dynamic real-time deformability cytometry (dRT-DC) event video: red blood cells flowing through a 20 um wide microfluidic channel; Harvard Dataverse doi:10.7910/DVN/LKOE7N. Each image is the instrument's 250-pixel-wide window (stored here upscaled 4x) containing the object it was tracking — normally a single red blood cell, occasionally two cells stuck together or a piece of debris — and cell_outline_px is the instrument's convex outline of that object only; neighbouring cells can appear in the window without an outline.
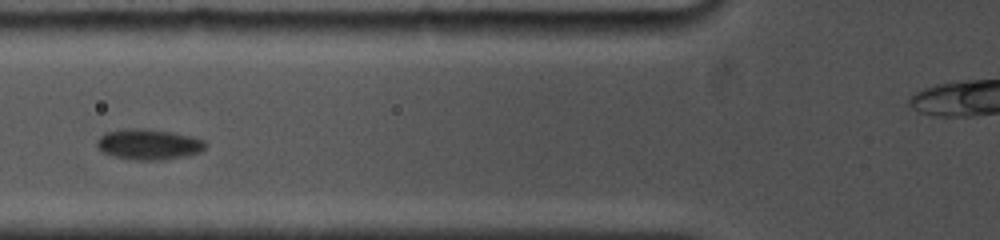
{"species": "common noctule bat (a hibernating species)", "species_latin": "Nyctalus noctula", "temperature_condition": "cold", "stored_images_in_passage": 16, "segment_of_instrument_passage": [1, 2], "camera_frame_rate_fps": 5000, "um_per_image_px": 0.085, "animal": {"sex": "female", "body_mass_g": 19.0, "forearm_length_mm": 53.3}, "frame": {"image": 1, "passage_image": 7, "time_ms": 4.0, "image_size_px": [1000, 240], "cell_outline_px": [[204, 148], [200, 152], [184, 156], [164, 160], [136, 160], [116, 156], [104, 152], [96, 144], [96, 140], [104, 132], [124, 128], [148, 128], [172, 132], [192, 136], [204, 140]], "centroid_in_image_um": [12.62, 12.25], "position_along_channel_um": 113.2, "area_um2": 19.36}}
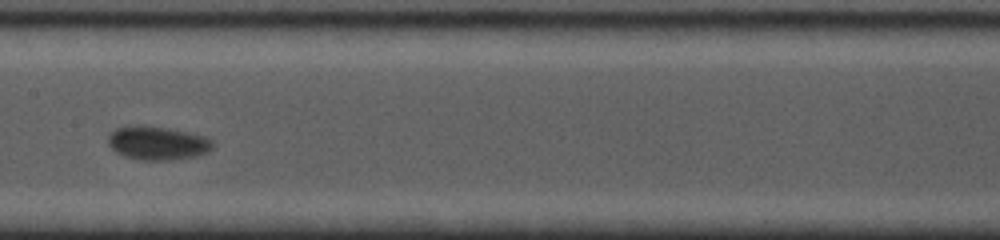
{"frame": {"image": 2, "passage_image": 10, "time_ms": 6.2, "image_size_px": [1000, 240], "cell_outline_px": [[216, 144], [208, 152], [196, 156], [172, 160], [140, 160], [124, 156], [116, 152], [108, 144], [108, 136], [116, 128], [132, 124], [140, 124], [168, 128], [204, 136], [212, 140]], "centroid_in_image_um": [13.38, 12.15], "position_along_channel_um": 194.0, "area_um2": 20.75}}
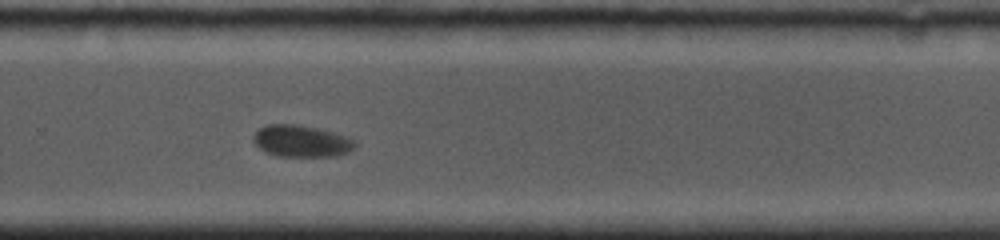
{"frame": {"image": 3, "passage_image": 15, "time_ms": 9.2, "image_size_px": [1000, 240], "cell_outline_px": [[356, 144], [348, 152], [336, 156], [276, 156], [260, 148], [252, 140], [252, 136], [260, 128], [268, 124], [292, 124], [316, 128], [332, 132], [344, 136], [352, 140]], "centroid_in_image_um": [25.57, 11.99], "position_along_channel_um": 304.2, "area_um2": 18.44}}